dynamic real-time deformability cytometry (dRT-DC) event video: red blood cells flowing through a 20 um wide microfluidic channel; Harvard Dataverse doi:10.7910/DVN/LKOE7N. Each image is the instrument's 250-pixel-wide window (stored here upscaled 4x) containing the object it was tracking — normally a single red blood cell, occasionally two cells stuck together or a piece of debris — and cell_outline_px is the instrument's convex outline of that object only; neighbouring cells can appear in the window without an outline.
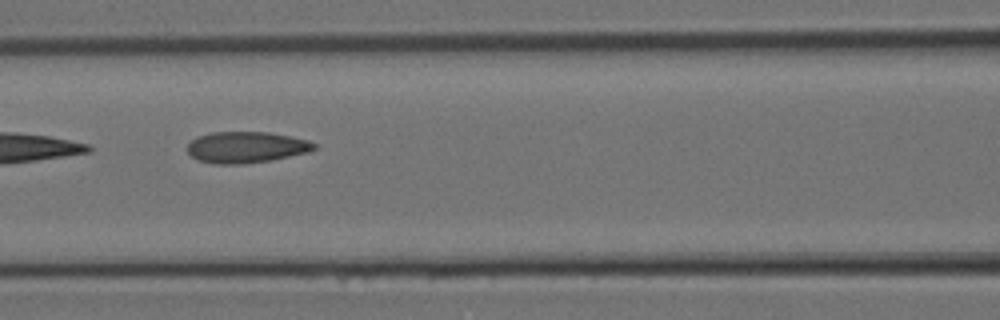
{"species": "Egyptian fruit bat (a non-hibernating species)", "species_latin": "Rousettus aegyptiacus", "temperature_condition": "room temperature", "stored_images_in_passage": 12, "camera_frame_rate_fps": 3000, "um_per_image_px": 0.085, "animal": {"sex": "female"}, "frame": {"image": 1, "passage_image": 6, "time_ms": 1.667, "image_size_px": [1000, 320], "cell_outline_px": [[316, 148], [308, 152], [272, 160], [244, 164], [212, 164], [196, 160], [188, 152], [188, 144], [196, 136], [212, 132], [268, 132], [292, 136], [308, 140], [316, 144]], "centroid_in_image_um": [20.91, 12.52], "position_along_channel_um": 145.7, "area_um2": 23.29}}
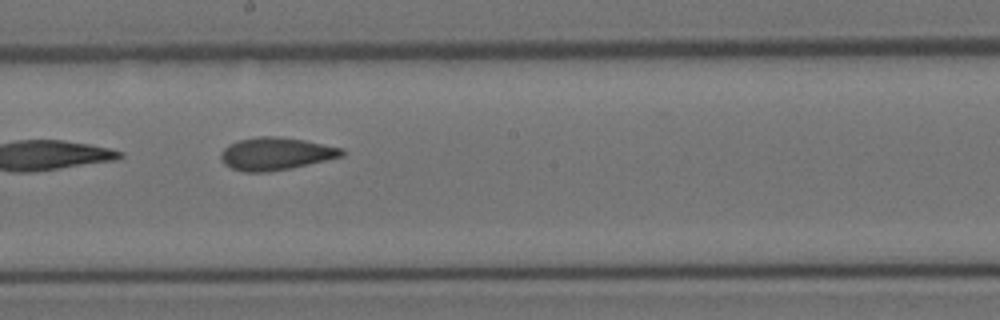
{"frame": {"image": 2, "passage_image": 9, "time_ms": 2.667, "image_size_px": [1000, 320], "cell_outline_px": [[344, 156], [288, 168], [268, 172], [244, 172], [232, 168], [224, 164], [220, 156], [220, 152], [228, 144], [240, 140], [260, 136], [276, 136], [304, 140], [344, 148]], "centroid_in_image_um": [23.43, 13.06], "position_along_channel_um": 224.8, "area_um2": 22.83}}